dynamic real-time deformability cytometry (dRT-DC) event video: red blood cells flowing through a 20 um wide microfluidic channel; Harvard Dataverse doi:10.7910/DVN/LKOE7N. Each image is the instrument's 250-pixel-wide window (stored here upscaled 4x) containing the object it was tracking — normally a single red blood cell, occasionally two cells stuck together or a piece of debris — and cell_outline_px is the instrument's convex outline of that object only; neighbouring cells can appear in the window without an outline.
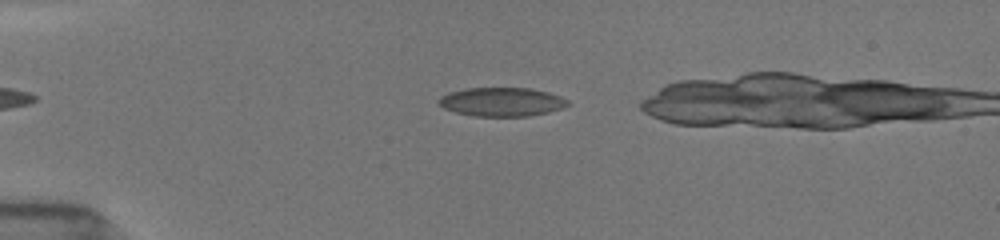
{"species": "common noctule bat (a hibernating species)", "species_latin": "Nyctalus noctula", "temperature_condition": "room temperature", "stored_images_in_passage": 39, "camera_frame_rate_fps": 3000, "um_per_image_px": 0.085, "animal": {"sex": "female", "body_mass_g": 19.5, "forearm_length_mm": 54.1}, "frame": {"image": 1, "passage_image": 6, "time_ms": 1.667, "image_size_px": [1000, 240], "cell_outline_px": [[568, 104], [560, 108], [548, 112], [528, 116], [476, 116], [456, 112], [444, 108], [436, 100], [440, 96], [448, 92], [464, 88], [528, 88], [548, 92], [560, 96], [568, 100]], "centroid_in_image_um": [42.6, 8.65], "position_along_channel_um": 42.4, "area_um2": 21.56}}
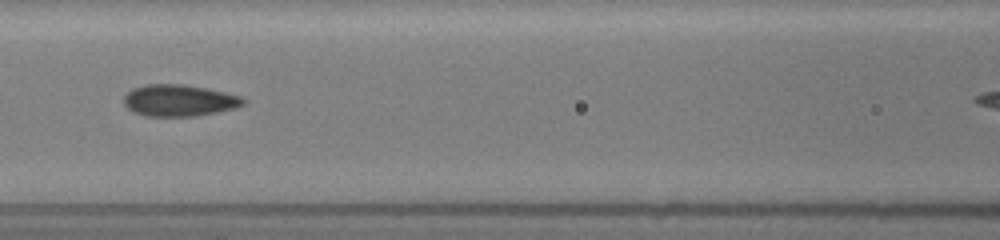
{"frame": {"image": 2, "passage_image": 17, "time_ms": 5.333, "image_size_px": [1000, 240], "cell_outline_px": [[248, 100], [244, 104], [236, 108], [196, 116], [144, 116], [132, 112], [124, 104], [124, 96], [132, 88], [144, 84], [184, 84], [208, 88], [240, 96]], "centroid_in_image_um": [15.22, 8.53], "position_along_channel_um": 151.4, "area_um2": 22.25}}
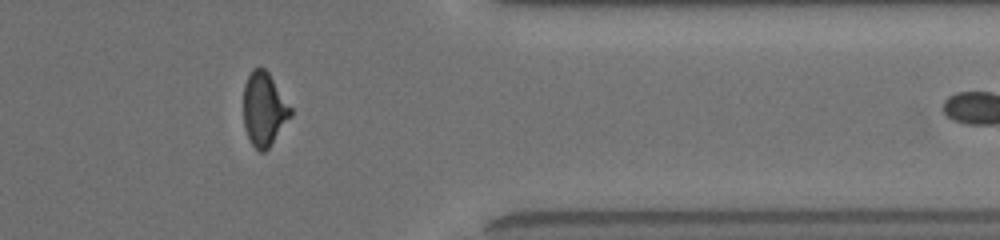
{"frame": {"image": 3, "passage_image": 36, "time_ms": 11.667, "image_size_px": [1000, 240], "cell_outline_px": [[292, 116], [268, 148], [264, 152], [260, 152], [252, 144], [248, 136], [244, 124], [244, 84], [252, 68], [264, 68], [268, 72], [292, 108]], "centroid_in_image_um": [22.45, 9.27], "position_along_channel_um": 388.9, "area_um2": 20.06}}